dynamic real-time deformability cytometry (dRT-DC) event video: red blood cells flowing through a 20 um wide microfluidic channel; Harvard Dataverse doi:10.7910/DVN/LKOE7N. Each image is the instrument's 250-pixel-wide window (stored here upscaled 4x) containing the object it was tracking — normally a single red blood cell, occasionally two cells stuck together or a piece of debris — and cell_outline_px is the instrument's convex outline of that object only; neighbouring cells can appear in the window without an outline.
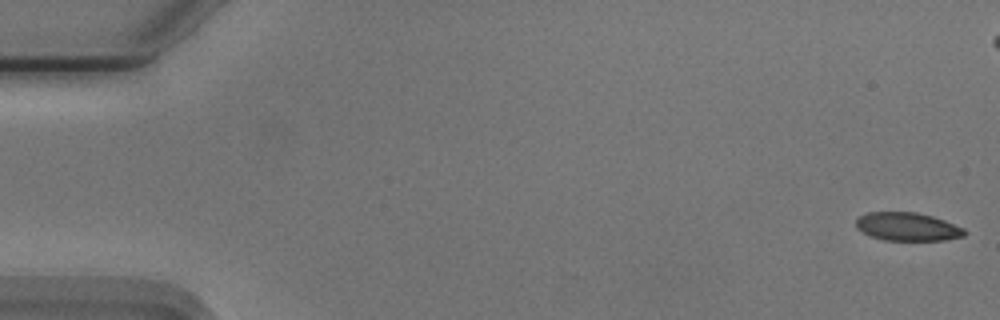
{"species": "Egyptian fruit bat (a non-hibernating species)", "species_latin": "Rousettus aegyptiacus", "temperature_condition": "cold", "stored_images_in_passage": 56, "camera_frame_rate_fps": 3000, "um_per_image_px": 0.085, "animal": {"sex": "male"}, "frame": {"image": 1, "passage_image": 1, "time_ms": 0.0, "image_size_px": [1000, 320], "cell_outline_px": [[968, 232], [964, 236], [944, 240], [884, 240], [872, 236], [856, 228], [856, 220], [860, 216], [868, 212], [916, 212], [932, 216], [944, 220], [964, 228]], "centroid_in_image_um": [77.16, 19.26], "position_along_channel_um": 7.8, "area_um2": 17.8}}
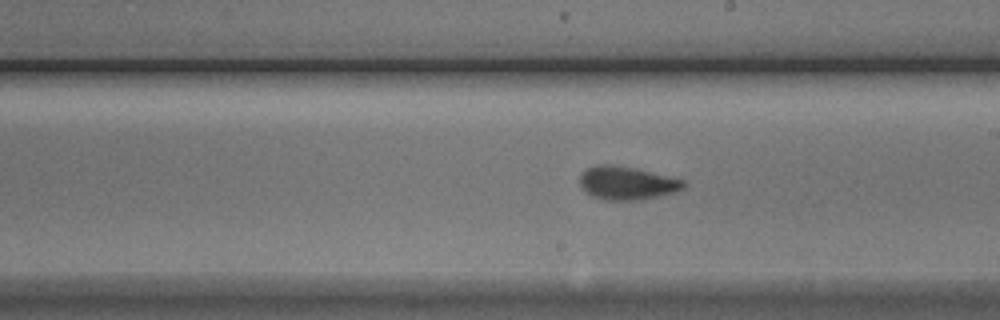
{"frame": {"image": 2, "passage_image": 31, "time_ms": 10.0, "image_size_px": [1000, 320], "cell_outline_px": [[688, 184], [684, 188], [676, 192], [644, 200], [604, 200], [592, 196], [580, 184], [580, 176], [588, 168], [596, 164], [612, 164], [636, 168], [688, 180]], "centroid_in_image_um": [53.38, 15.56], "position_along_channel_um": 235.6, "area_um2": 20.46}}
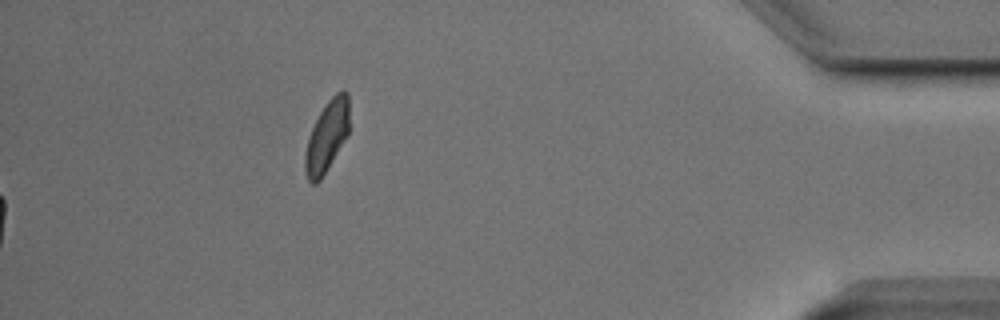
{"frame": {"image": 3, "passage_image": 56, "time_ms": 18.333, "image_size_px": [1000, 320], "cell_outline_px": [[348, 136], [320, 180], [316, 184], [312, 184], [308, 180], [304, 172], [304, 156], [308, 140], [312, 128], [324, 104], [336, 92], [344, 88], [348, 92]], "centroid_in_image_um": [27.78, 11.59], "position_along_channel_um": 407.4, "area_um2": 18.38}, "authors_computed_cell_mechanics": {"area_um2": 19.3052, "velocity_mm_per_s": 3.7504, "shape_relaxation_time_tau1_ms": 3.1929, "shape_relaxation_time_tau2_ms": 1.5264, "deformation_change_tau1": 0.119, "deformation_change_tau2": 0.0561}}